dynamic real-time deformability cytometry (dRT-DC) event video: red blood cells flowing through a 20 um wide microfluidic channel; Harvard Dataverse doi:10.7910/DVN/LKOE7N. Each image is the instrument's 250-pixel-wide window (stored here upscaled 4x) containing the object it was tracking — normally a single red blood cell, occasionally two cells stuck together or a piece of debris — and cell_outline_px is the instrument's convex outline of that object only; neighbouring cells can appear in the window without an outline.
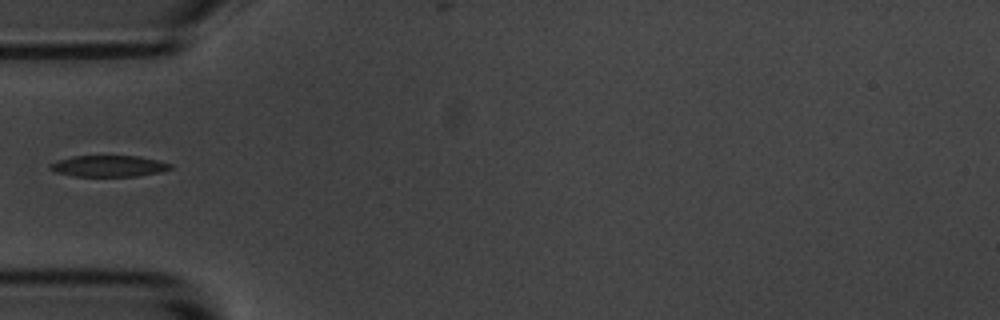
{"species": "common noctule bat (a hibernating species)", "species_latin": "Nyctalus noctula", "temperature_condition": "room temperature", "stored_images_in_passage": 1, "camera_frame_rate_fps": 3000, "um_per_image_px": 0.085, "animal": {"sex": "male", "body_mass_g": 20.1, "forearm_length_mm": 53.5}, "frame": {"image": 1, "passage_image": 1, "time_ms": 0.0, "image_size_px": [1000, 320], "cell_outline_px": [[172, 168], [160, 172], [136, 176], [76, 176], [56, 172], [48, 168], [48, 164], [56, 160], [72, 156], [140, 156], [172, 164]], "centroid_in_image_um": [9.2, 14.11], "position_along_channel_um": 75.8, "area_um2": 14.91}}